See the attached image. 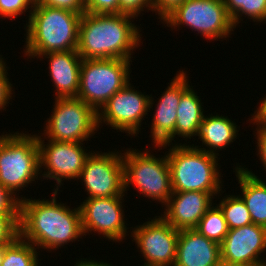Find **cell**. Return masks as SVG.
Segmentation results:
<instances>
[{
    "label": "cell",
    "instance_id": "6",
    "mask_svg": "<svg viewBox=\"0 0 266 266\" xmlns=\"http://www.w3.org/2000/svg\"><path fill=\"white\" fill-rule=\"evenodd\" d=\"M149 152L129 148L122 153L124 191L134 185L144 197L165 205L173 192L167 154L157 158Z\"/></svg>",
    "mask_w": 266,
    "mask_h": 266
},
{
    "label": "cell",
    "instance_id": "25",
    "mask_svg": "<svg viewBox=\"0 0 266 266\" xmlns=\"http://www.w3.org/2000/svg\"><path fill=\"white\" fill-rule=\"evenodd\" d=\"M207 239L221 244L227 235L229 228L220 207L211 206L199 221L195 228Z\"/></svg>",
    "mask_w": 266,
    "mask_h": 266
},
{
    "label": "cell",
    "instance_id": "21",
    "mask_svg": "<svg viewBox=\"0 0 266 266\" xmlns=\"http://www.w3.org/2000/svg\"><path fill=\"white\" fill-rule=\"evenodd\" d=\"M234 172L242 191L240 197L247 206L252 223L266 228V182L240 165Z\"/></svg>",
    "mask_w": 266,
    "mask_h": 266
},
{
    "label": "cell",
    "instance_id": "1",
    "mask_svg": "<svg viewBox=\"0 0 266 266\" xmlns=\"http://www.w3.org/2000/svg\"><path fill=\"white\" fill-rule=\"evenodd\" d=\"M51 200H20V236L36 248L56 250L84 236L79 206L69 208L57 202L58 191Z\"/></svg>",
    "mask_w": 266,
    "mask_h": 266
},
{
    "label": "cell",
    "instance_id": "38",
    "mask_svg": "<svg viewBox=\"0 0 266 266\" xmlns=\"http://www.w3.org/2000/svg\"><path fill=\"white\" fill-rule=\"evenodd\" d=\"M3 257H4V246H0V266H2Z\"/></svg>",
    "mask_w": 266,
    "mask_h": 266
},
{
    "label": "cell",
    "instance_id": "4",
    "mask_svg": "<svg viewBox=\"0 0 266 266\" xmlns=\"http://www.w3.org/2000/svg\"><path fill=\"white\" fill-rule=\"evenodd\" d=\"M169 146L167 159L171 172V186L173 192L203 191L220 193L222 180L218 157L198 149L201 146L175 143L172 146H155L158 150ZM221 177V178H220ZM221 184V185H220Z\"/></svg>",
    "mask_w": 266,
    "mask_h": 266
},
{
    "label": "cell",
    "instance_id": "8",
    "mask_svg": "<svg viewBox=\"0 0 266 266\" xmlns=\"http://www.w3.org/2000/svg\"><path fill=\"white\" fill-rule=\"evenodd\" d=\"M162 20L174 30L189 26L206 40L227 38L235 30L223 0H185Z\"/></svg>",
    "mask_w": 266,
    "mask_h": 266
},
{
    "label": "cell",
    "instance_id": "14",
    "mask_svg": "<svg viewBox=\"0 0 266 266\" xmlns=\"http://www.w3.org/2000/svg\"><path fill=\"white\" fill-rule=\"evenodd\" d=\"M124 196L90 198L79 206L83 234L97 232L108 240L122 242L128 231L124 221ZM123 201V202H122ZM92 231V232H91Z\"/></svg>",
    "mask_w": 266,
    "mask_h": 266
},
{
    "label": "cell",
    "instance_id": "35",
    "mask_svg": "<svg viewBox=\"0 0 266 266\" xmlns=\"http://www.w3.org/2000/svg\"><path fill=\"white\" fill-rule=\"evenodd\" d=\"M185 0H152L153 2V11L158 13L159 19L162 22V19L170 13L176 6L183 3Z\"/></svg>",
    "mask_w": 266,
    "mask_h": 266
},
{
    "label": "cell",
    "instance_id": "20",
    "mask_svg": "<svg viewBox=\"0 0 266 266\" xmlns=\"http://www.w3.org/2000/svg\"><path fill=\"white\" fill-rule=\"evenodd\" d=\"M217 114H211L210 116L204 115L203 121L199 124L195 136L201 139L202 146L204 144L207 147V149L204 147L198 149L219 156V149L222 150L235 141L239 130L234 120L232 121L226 116H219Z\"/></svg>",
    "mask_w": 266,
    "mask_h": 266
},
{
    "label": "cell",
    "instance_id": "32",
    "mask_svg": "<svg viewBox=\"0 0 266 266\" xmlns=\"http://www.w3.org/2000/svg\"><path fill=\"white\" fill-rule=\"evenodd\" d=\"M153 11L152 0H119V13L129 14L135 18L141 15L143 9Z\"/></svg>",
    "mask_w": 266,
    "mask_h": 266
},
{
    "label": "cell",
    "instance_id": "19",
    "mask_svg": "<svg viewBox=\"0 0 266 266\" xmlns=\"http://www.w3.org/2000/svg\"><path fill=\"white\" fill-rule=\"evenodd\" d=\"M44 57V58H43ZM48 59L55 98H76L80 86L82 58L77 50L50 52L39 57Z\"/></svg>",
    "mask_w": 266,
    "mask_h": 266
},
{
    "label": "cell",
    "instance_id": "31",
    "mask_svg": "<svg viewBox=\"0 0 266 266\" xmlns=\"http://www.w3.org/2000/svg\"><path fill=\"white\" fill-rule=\"evenodd\" d=\"M20 198L0 184V213L20 214Z\"/></svg>",
    "mask_w": 266,
    "mask_h": 266
},
{
    "label": "cell",
    "instance_id": "39",
    "mask_svg": "<svg viewBox=\"0 0 266 266\" xmlns=\"http://www.w3.org/2000/svg\"><path fill=\"white\" fill-rule=\"evenodd\" d=\"M1 56V55H0ZM6 66V62L3 60L2 56L0 57V71Z\"/></svg>",
    "mask_w": 266,
    "mask_h": 266
},
{
    "label": "cell",
    "instance_id": "15",
    "mask_svg": "<svg viewBox=\"0 0 266 266\" xmlns=\"http://www.w3.org/2000/svg\"><path fill=\"white\" fill-rule=\"evenodd\" d=\"M221 262L246 266H266L260 258L266 252V228L254 223L230 229L220 244ZM260 255V256H259Z\"/></svg>",
    "mask_w": 266,
    "mask_h": 266
},
{
    "label": "cell",
    "instance_id": "7",
    "mask_svg": "<svg viewBox=\"0 0 266 266\" xmlns=\"http://www.w3.org/2000/svg\"><path fill=\"white\" fill-rule=\"evenodd\" d=\"M132 60L82 59L78 99L97 112L120 89L130 82Z\"/></svg>",
    "mask_w": 266,
    "mask_h": 266
},
{
    "label": "cell",
    "instance_id": "17",
    "mask_svg": "<svg viewBox=\"0 0 266 266\" xmlns=\"http://www.w3.org/2000/svg\"><path fill=\"white\" fill-rule=\"evenodd\" d=\"M219 193L172 192L161 217L176 230L195 229Z\"/></svg>",
    "mask_w": 266,
    "mask_h": 266
},
{
    "label": "cell",
    "instance_id": "16",
    "mask_svg": "<svg viewBox=\"0 0 266 266\" xmlns=\"http://www.w3.org/2000/svg\"><path fill=\"white\" fill-rule=\"evenodd\" d=\"M186 71H178L166 90L161 94L153 113L151 138L154 146L171 145L175 138L177 108L181 95L190 87Z\"/></svg>",
    "mask_w": 266,
    "mask_h": 266
},
{
    "label": "cell",
    "instance_id": "30",
    "mask_svg": "<svg viewBox=\"0 0 266 266\" xmlns=\"http://www.w3.org/2000/svg\"><path fill=\"white\" fill-rule=\"evenodd\" d=\"M35 5L64 9L80 15L86 12L85 0H36Z\"/></svg>",
    "mask_w": 266,
    "mask_h": 266
},
{
    "label": "cell",
    "instance_id": "28",
    "mask_svg": "<svg viewBox=\"0 0 266 266\" xmlns=\"http://www.w3.org/2000/svg\"><path fill=\"white\" fill-rule=\"evenodd\" d=\"M35 3L36 0H0V16L13 20L17 16L19 17L21 14H24L23 12H26L29 8H31L29 11L31 14Z\"/></svg>",
    "mask_w": 266,
    "mask_h": 266
},
{
    "label": "cell",
    "instance_id": "3",
    "mask_svg": "<svg viewBox=\"0 0 266 266\" xmlns=\"http://www.w3.org/2000/svg\"><path fill=\"white\" fill-rule=\"evenodd\" d=\"M25 57L37 59L46 53L77 50L79 23L82 15L74 12L35 5L28 16Z\"/></svg>",
    "mask_w": 266,
    "mask_h": 266
},
{
    "label": "cell",
    "instance_id": "22",
    "mask_svg": "<svg viewBox=\"0 0 266 266\" xmlns=\"http://www.w3.org/2000/svg\"><path fill=\"white\" fill-rule=\"evenodd\" d=\"M201 100L191 86L181 95L177 108L175 136L188 138L195 136L199 124L204 118V109Z\"/></svg>",
    "mask_w": 266,
    "mask_h": 266
},
{
    "label": "cell",
    "instance_id": "27",
    "mask_svg": "<svg viewBox=\"0 0 266 266\" xmlns=\"http://www.w3.org/2000/svg\"><path fill=\"white\" fill-rule=\"evenodd\" d=\"M20 214L0 213V246L9 245L20 235Z\"/></svg>",
    "mask_w": 266,
    "mask_h": 266
},
{
    "label": "cell",
    "instance_id": "26",
    "mask_svg": "<svg viewBox=\"0 0 266 266\" xmlns=\"http://www.w3.org/2000/svg\"><path fill=\"white\" fill-rule=\"evenodd\" d=\"M218 206L223 212L229 230L252 224L250 213L240 195H226Z\"/></svg>",
    "mask_w": 266,
    "mask_h": 266
},
{
    "label": "cell",
    "instance_id": "29",
    "mask_svg": "<svg viewBox=\"0 0 266 266\" xmlns=\"http://www.w3.org/2000/svg\"><path fill=\"white\" fill-rule=\"evenodd\" d=\"M86 13L118 14L119 0H85Z\"/></svg>",
    "mask_w": 266,
    "mask_h": 266
},
{
    "label": "cell",
    "instance_id": "11",
    "mask_svg": "<svg viewBox=\"0 0 266 266\" xmlns=\"http://www.w3.org/2000/svg\"><path fill=\"white\" fill-rule=\"evenodd\" d=\"M43 135H37L39 146L40 171H43L39 178L56 181V188L53 191H59L63 180H78L82 169L84 168L87 157L92 150L82 146L84 142H59L48 140L47 144ZM48 170V171H47ZM42 176V177H41ZM77 178V179H76Z\"/></svg>",
    "mask_w": 266,
    "mask_h": 266
},
{
    "label": "cell",
    "instance_id": "33",
    "mask_svg": "<svg viewBox=\"0 0 266 266\" xmlns=\"http://www.w3.org/2000/svg\"><path fill=\"white\" fill-rule=\"evenodd\" d=\"M7 67L5 66L0 71V111L5 110L9 100L12 99V87L13 85L10 83V79L7 77Z\"/></svg>",
    "mask_w": 266,
    "mask_h": 266
},
{
    "label": "cell",
    "instance_id": "13",
    "mask_svg": "<svg viewBox=\"0 0 266 266\" xmlns=\"http://www.w3.org/2000/svg\"><path fill=\"white\" fill-rule=\"evenodd\" d=\"M131 237L144 257L141 266H173L176 259L179 230L173 228L161 216L137 225ZM146 261V262H145Z\"/></svg>",
    "mask_w": 266,
    "mask_h": 266
},
{
    "label": "cell",
    "instance_id": "24",
    "mask_svg": "<svg viewBox=\"0 0 266 266\" xmlns=\"http://www.w3.org/2000/svg\"><path fill=\"white\" fill-rule=\"evenodd\" d=\"M234 27L245 15L254 22L266 23V0H223Z\"/></svg>",
    "mask_w": 266,
    "mask_h": 266
},
{
    "label": "cell",
    "instance_id": "9",
    "mask_svg": "<svg viewBox=\"0 0 266 266\" xmlns=\"http://www.w3.org/2000/svg\"><path fill=\"white\" fill-rule=\"evenodd\" d=\"M54 103L42 133L46 140L84 142L98 131V114L90 105L78 98H55Z\"/></svg>",
    "mask_w": 266,
    "mask_h": 266
},
{
    "label": "cell",
    "instance_id": "34",
    "mask_svg": "<svg viewBox=\"0 0 266 266\" xmlns=\"http://www.w3.org/2000/svg\"><path fill=\"white\" fill-rule=\"evenodd\" d=\"M252 119H249L251 123L257 125L256 132L255 134L257 135L255 138L257 139V149H258V155H259V160L263 164L264 168L266 169V126L260 124L258 121H256L253 117ZM266 171V170H265Z\"/></svg>",
    "mask_w": 266,
    "mask_h": 266
},
{
    "label": "cell",
    "instance_id": "23",
    "mask_svg": "<svg viewBox=\"0 0 266 266\" xmlns=\"http://www.w3.org/2000/svg\"><path fill=\"white\" fill-rule=\"evenodd\" d=\"M37 248L20 235L9 245H4L2 266H40Z\"/></svg>",
    "mask_w": 266,
    "mask_h": 266
},
{
    "label": "cell",
    "instance_id": "37",
    "mask_svg": "<svg viewBox=\"0 0 266 266\" xmlns=\"http://www.w3.org/2000/svg\"><path fill=\"white\" fill-rule=\"evenodd\" d=\"M74 266H113L110 263H106V262H101V261H95V260H86V259H82L80 261L77 260V263L74 264Z\"/></svg>",
    "mask_w": 266,
    "mask_h": 266
},
{
    "label": "cell",
    "instance_id": "12",
    "mask_svg": "<svg viewBox=\"0 0 266 266\" xmlns=\"http://www.w3.org/2000/svg\"><path fill=\"white\" fill-rule=\"evenodd\" d=\"M82 179L90 198H105L125 196L124 166L122 153L116 150L111 152H91L87 157L84 168L78 178Z\"/></svg>",
    "mask_w": 266,
    "mask_h": 266
},
{
    "label": "cell",
    "instance_id": "40",
    "mask_svg": "<svg viewBox=\"0 0 266 266\" xmlns=\"http://www.w3.org/2000/svg\"><path fill=\"white\" fill-rule=\"evenodd\" d=\"M219 266H246V265L228 264L225 262H221Z\"/></svg>",
    "mask_w": 266,
    "mask_h": 266
},
{
    "label": "cell",
    "instance_id": "2",
    "mask_svg": "<svg viewBox=\"0 0 266 266\" xmlns=\"http://www.w3.org/2000/svg\"><path fill=\"white\" fill-rule=\"evenodd\" d=\"M129 14L84 13L79 23L77 52L82 59L131 60L141 35ZM137 26V27H136Z\"/></svg>",
    "mask_w": 266,
    "mask_h": 266
},
{
    "label": "cell",
    "instance_id": "5",
    "mask_svg": "<svg viewBox=\"0 0 266 266\" xmlns=\"http://www.w3.org/2000/svg\"><path fill=\"white\" fill-rule=\"evenodd\" d=\"M37 135L11 132L0 136V184L16 193L40 175ZM16 191V192H15Z\"/></svg>",
    "mask_w": 266,
    "mask_h": 266
},
{
    "label": "cell",
    "instance_id": "10",
    "mask_svg": "<svg viewBox=\"0 0 266 266\" xmlns=\"http://www.w3.org/2000/svg\"><path fill=\"white\" fill-rule=\"evenodd\" d=\"M131 85L129 82L117 91L97 112L98 127L106 122L112 129L125 132L129 136L139 134L141 122L155 102L151 95L142 94Z\"/></svg>",
    "mask_w": 266,
    "mask_h": 266
},
{
    "label": "cell",
    "instance_id": "36",
    "mask_svg": "<svg viewBox=\"0 0 266 266\" xmlns=\"http://www.w3.org/2000/svg\"><path fill=\"white\" fill-rule=\"evenodd\" d=\"M252 117L260 124L266 126V96L260 101L259 107L254 111Z\"/></svg>",
    "mask_w": 266,
    "mask_h": 266
},
{
    "label": "cell",
    "instance_id": "18",
    "mask_svg": "<svg viewBox=\"0 0 266 266\" xmlns=\"http://www.w3.org/2000/svg\"><path fill=\"white\" fill-rule=\"evenodd\" d=\"M220 263L219 243L207 239L196 229L179 231L173 266H219Z\"/></svg>",
    "mask_w": 266,
    "mask_h": 266
}]
</instances>
